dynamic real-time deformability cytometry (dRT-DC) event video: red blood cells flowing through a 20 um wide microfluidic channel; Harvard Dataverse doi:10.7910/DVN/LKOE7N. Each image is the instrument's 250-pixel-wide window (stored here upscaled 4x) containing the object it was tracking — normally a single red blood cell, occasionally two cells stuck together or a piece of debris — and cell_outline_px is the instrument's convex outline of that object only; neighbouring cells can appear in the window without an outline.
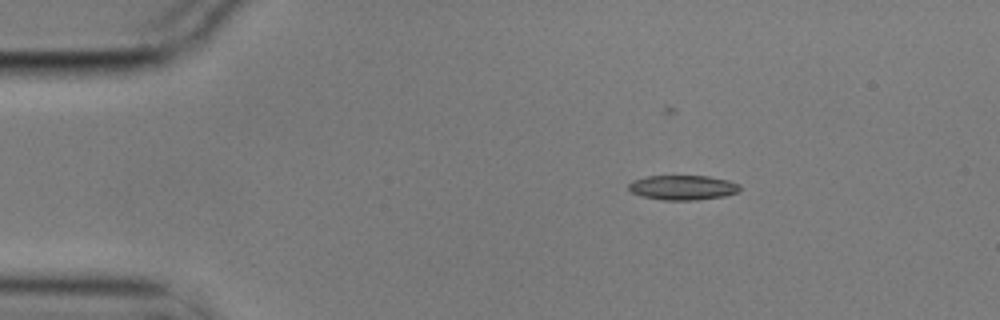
{"species": "common noctule bat (a hibernating species)", "species_latin": "Nyctalus noctula", "temperature_condition": "cold", "stored_images_in_passage": 6, "camera_frame_rate_fps": 3000, "um_per_image_px": 0.085, "animal": {"sex": "male", "body_mass_g": 17.9}, "frame": {"image": 1, "passage_image": 4, "time_ms": 1.0, "image_size_px": [1000, 320], "cell_outline_px": [[740, 188], [736, 192], [724, 196], [696, 200], [664, 200], [640, 196], [632, 192], [628, 188], [628, 184], [632, 180], [648, 176], [708, 176], [728, 180], [740, 184]], "centroid_in_image_um": [58.01, 15.94], "position_along_channel_um": 27.0, "area_um2": 16.01}}